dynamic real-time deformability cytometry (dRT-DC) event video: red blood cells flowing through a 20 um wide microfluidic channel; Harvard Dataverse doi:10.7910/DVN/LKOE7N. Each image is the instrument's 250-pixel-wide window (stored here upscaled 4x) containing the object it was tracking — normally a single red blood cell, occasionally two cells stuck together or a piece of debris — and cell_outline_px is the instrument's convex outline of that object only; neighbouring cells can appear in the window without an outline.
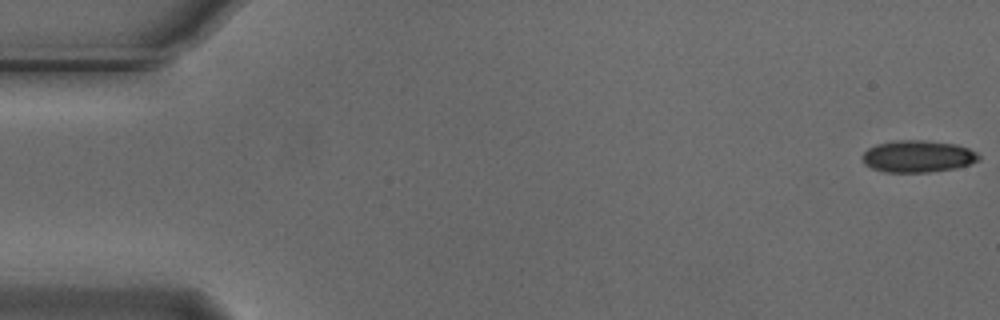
{"species": "Egyptian fruit bat (a non-hibernating species)", "species_latin": "Rousettus aegyptiacus", "temperature_condition": "cold", "stored_images_in_passage": 55, "camera_frame_rate_fps": 3000, "um_per_image_px": 0.085, "animal": {"sex": "male"}, "frame": {"image": 1, "passage_image": 1, "time_ms": 0.0, "image_size_px": [1000, 320], "cell_outline_px": [[980, 160], [956, 168], [928, 172], [884, 172], [872, 168], [864, 164], [860, 156], [868, 148], [876, 144], [896, 140], [928, 140], [956, 144], [968, 148], [976, 152], [980, 156]], "centroid_in_image_um": [77.99, 13.28], "position_along_channel_um": 7.0, "area_um2": 21.85}}
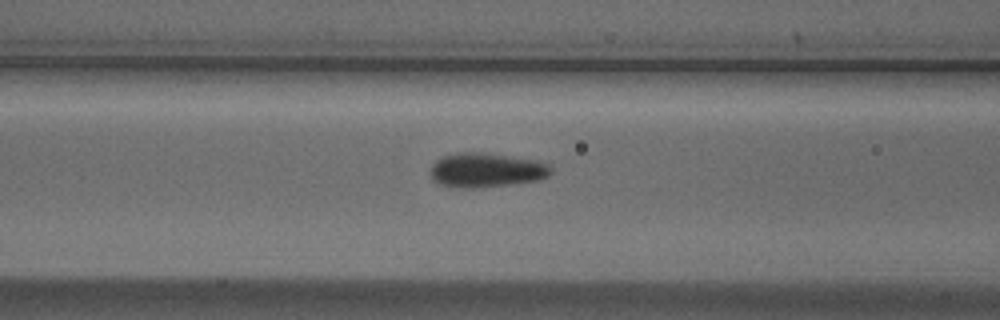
{"frame": {"image": 2, "passage_image": 22, "time_ms": 7.0, "image_size_px": [1000, 320], "cell_outline_px": [[552, 172], [548, 176], [540, 180], [476, 188], [448, 188], [436, 184], [432, 180], [428, 172], [432, 164], [436, 160], [444, 156], [456, 152], [476, 152], [536, 160], [548, 164], [552, 168]], "centroid_in_image_um": [41.25, 14.48], "position_along_channel_um": 125.4, "area_um2": 24.45}}
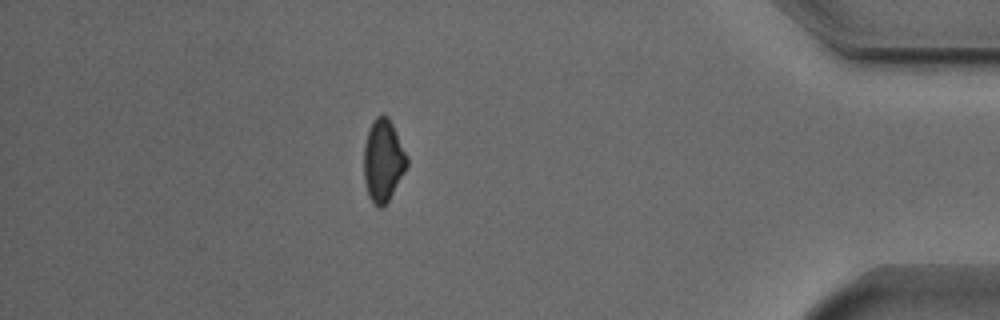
{"frame": {"image": 3, "passage_image": 48, "time_ms": 15.667, "image_size_px": [1000, 320], "cell_outline_px": [[408, 164], [404, 172], [388, 200], [380, 208], [372, 204], [368, 196], [364, 180], [364, 144], [368, 132], [376, 116], [388, 116], [408, 156]], "centroid_in_image_um": [32.56, 13.66], "position_along_channel_um": 402.6, "area_um2": 20.4}, "authors_computed_cell_mechanics": {"area_um2": 21.8484, "velocity_mm_per_s": 3.7307, "shape_relaxation_time_tau1_ms": 3.8514, "shape_relaxation_time_tau2_ms": 4.6737, "deformation_change_tau1": 0.0737, "deformation_change_tau2": 0.0948}}